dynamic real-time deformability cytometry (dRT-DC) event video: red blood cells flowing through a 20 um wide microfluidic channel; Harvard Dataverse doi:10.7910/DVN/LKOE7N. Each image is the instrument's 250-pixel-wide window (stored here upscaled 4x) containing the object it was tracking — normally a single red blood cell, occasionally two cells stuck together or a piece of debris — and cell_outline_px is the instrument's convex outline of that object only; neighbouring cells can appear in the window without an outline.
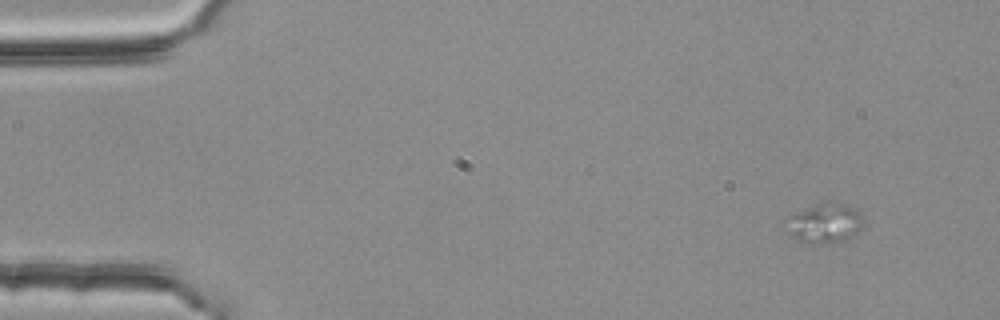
{"species": "common noctule bat (a hibernating species)", "species_latin": "Nyctalus noctula", "temperature_condition": "room temperature", "stored_images_in_passage": 4, "camera_frame_rate_fps": 3000, "um_per_image_px": 0.085, "animal": {"sex": "female", "body_mass_g": 25.1}, "frame": {"image": 1, "passage_image": 1, "time_ms": 0.0, "image_size_px": [1000, 320], "cell_outline_px": [[864, 224], [856, 232], [840, 240], [800, 240], [788, 232], [784, 220], [788, 216], [796, 212], [824, 200], [848, 204], [864, 220]], "centroid_in_image_um": [70.07, 18.86], "position_along_channel_um": 14.9, "area_um2": 16.94}}